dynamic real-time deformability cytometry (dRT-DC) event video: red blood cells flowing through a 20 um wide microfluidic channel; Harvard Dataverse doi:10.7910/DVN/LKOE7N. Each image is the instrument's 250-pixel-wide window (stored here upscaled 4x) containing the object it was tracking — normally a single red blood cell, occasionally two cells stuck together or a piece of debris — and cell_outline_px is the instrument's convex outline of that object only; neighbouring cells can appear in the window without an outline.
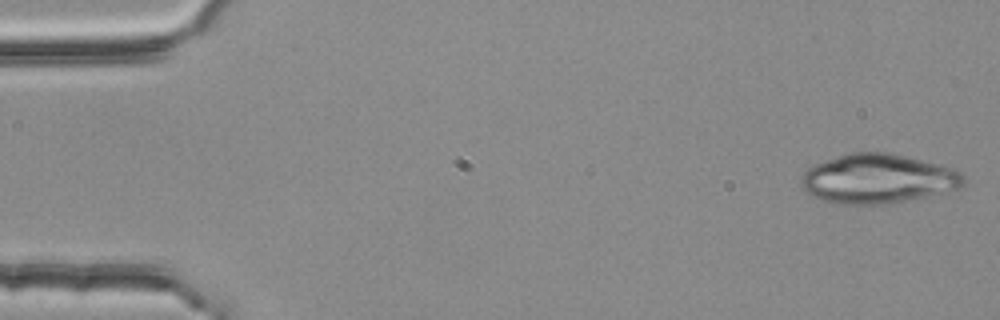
{"species": "common noctule bat (a hibernating species)", "species_latin": "Nyctalus noctula", "temperature_condition": "room temperature", "stored_images_in_passage": 4, "camera_frame_rate_fps": 3000, "um_per_image_px": 0.085, "animal": {"sex": "female", "body_mass_g": 25.1}, "frame": {"image": 1, "passage_image": 1, "time_ms": 0.0, "image_size_px": [1000, 320], "cell_outline_px": [[964, 184], [960, 188], [888, 204], [836, 204], [824, 200], [808, 192], [800, 184], [800, 176], [808, 168], [816, 164], [852, 152], [888, 152], [952, 168], [960, 172], [964, 176]], "centroid_in_image_um": [74.6, 15.2], "position_along_channel_um": 10.4, "area_um2": 46.01}}